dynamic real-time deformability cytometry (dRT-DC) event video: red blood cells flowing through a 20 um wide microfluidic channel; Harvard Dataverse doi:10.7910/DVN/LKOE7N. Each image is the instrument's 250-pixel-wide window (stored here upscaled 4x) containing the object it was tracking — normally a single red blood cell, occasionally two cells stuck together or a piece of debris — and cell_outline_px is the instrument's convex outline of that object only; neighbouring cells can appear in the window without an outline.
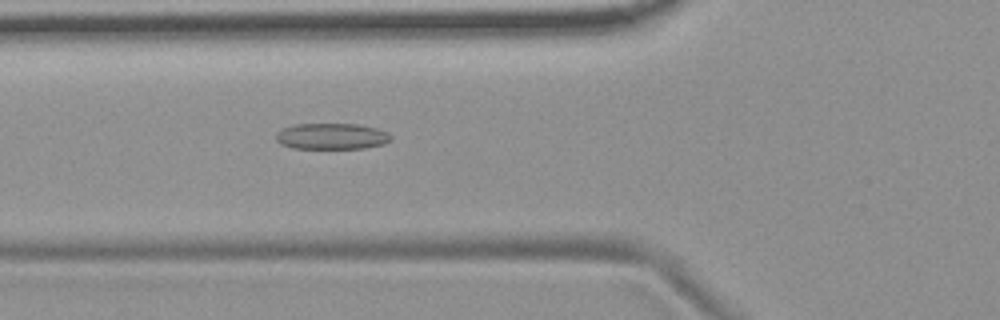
{"species": "common noctule bat (a hibernating species)", "species_latin": "Nyctalus noctula", "temperature_condition": "room temperature", "stored_images_in_passage": 53, "camera_frame_rate_fps": 3000, "um_per_image_px": 0.085, "animal": {"sex": "female", "body_mass_g": 19.9}, "frame": {"image": 1, "passage_image": 19, "time_ms": 6.0, "image_size_px": [1000, 320], "cell_outline_px": [[392, 140], [384, 144], [364, 148], [292, 148], [280, 144], [276, 140], [276, 132], [292, 124], [356, 124], [376, 128], [388, 132], [392, 136]], "centroid_in_image_um": [28.19, 11.58], "position_along_channel_um": 97.6, "area_um2": 17.57}}
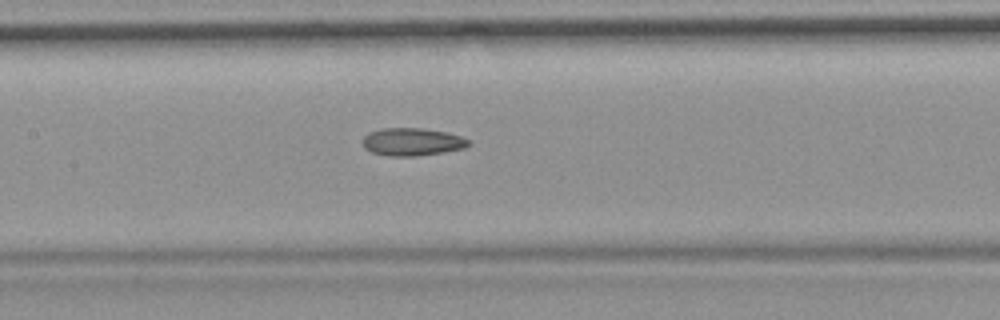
{"frame": {"image": 2, "passage_image": 25, "time_ms": 8.0, "image_size_px": [1000, 320], "cell_outline_px": [[472, 144], [464, 148], [444, 152], [416, 156], [388, 156], [372, 152], [364, 148], [364, 136], [368, 132], [380, 128], [420, 128], [448, 132], [460, 136], [468, 140]], "centroid_in_image_um": [35.04, 12.05], "position_along_channel_um": 172.4, "area_um2": 17.17}}
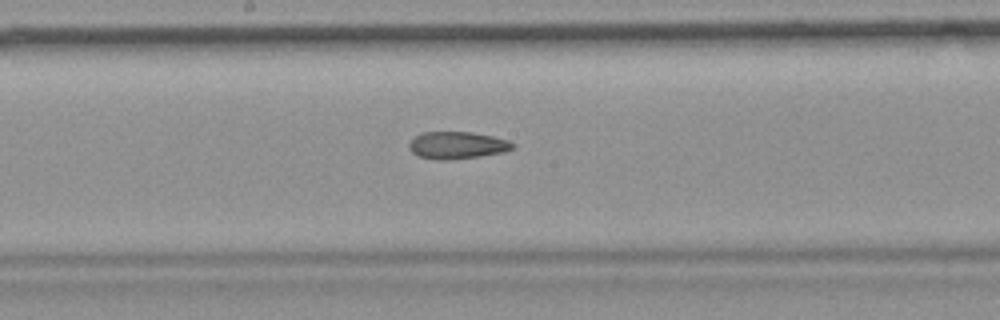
{"frame": {"image": 3, "passage_image": 28, "time_ms": 9.0, "image_size_px": [1000, 320], "cell_outline_px": [[516, 144], [512, 148], [504, 152], [480, 156], [452, 160], [436, 160], [420, 156], [412, 152], [408, 148], [408, 144], [416, 136], [424, 132], [472, 132], [492, 136], [508, 140]], "centroid_in_image_um": [38.86, 12.35], "position_along_channel_um": 209.3, "area_um2": 16.42}, "authors_computed_cell_mechanics": {"area_um2": 17.2822, "velocity_mm_per_s": 3.7169, "shape_relaxation_time_tau1_ms": null, "shape_relaxation_time_tau2_ms": 6.2937, "deformation_change_tau1": null, "deformation_change_tau2": 0.1614}}